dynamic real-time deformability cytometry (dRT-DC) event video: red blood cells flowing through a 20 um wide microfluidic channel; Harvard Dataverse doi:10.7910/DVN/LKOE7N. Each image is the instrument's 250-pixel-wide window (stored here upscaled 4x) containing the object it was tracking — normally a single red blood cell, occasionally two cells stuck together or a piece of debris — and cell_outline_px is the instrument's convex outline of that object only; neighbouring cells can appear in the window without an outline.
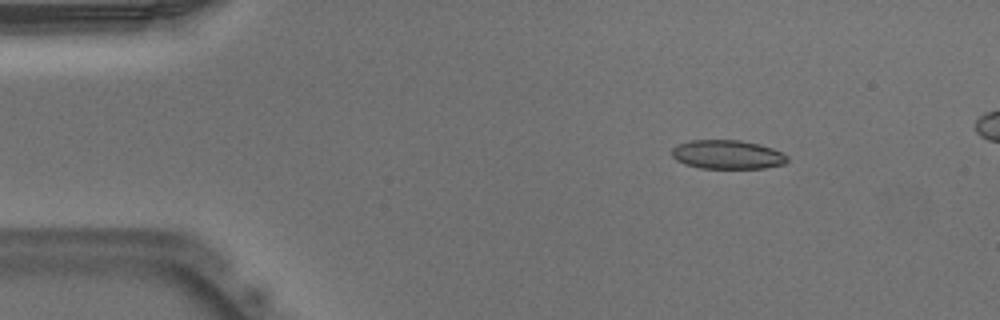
{"species": "Egyptian fruit bat (a non-hibernating species)", "species_latin": "Rousettus aegyptiacus", "temperature_condition": "warm", "stored_images_in_passage": 49, "camera_frame_rate_fps": 3000, "um_per_image_px": 0.085, "animal": {"sex": "male"}, "frame": {"image": 1, "passage_image": 7, "time_ms": 2.0, "image_size_px": [1000, 320], "cell_outline_px": [[788, 160], [784, 164], [764, 168], [700, 168], [684, 164], [676, 160], [672, 156], [672, 148], [676, 144], [688, 140], [740, 140], [760, 144], [772, 148], [788, 156]], "centroid_in_image_um": [61.8, 13.13], "position_along_channel_um": 23.2, "area_um2": 19.59}}
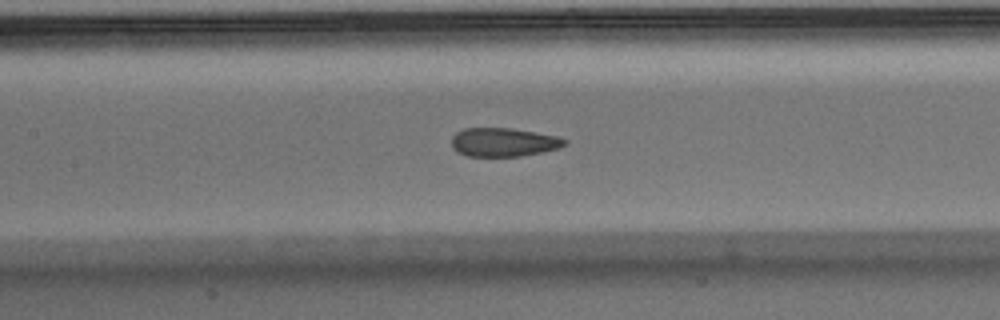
{"frame": {"image": 2, "passage_image": 23, "time_ms": 7.333, "image_size_px": [1000, 320], "cell_outline_px": [[568, 144], [560, 148], [520, 156], [468, 156], [452, 148], [452, 136], [456, 132], [464, 128], [512, 128], [556, 136], [568, 140]], "centroid_in_image_um": [42.81, 12.08], "position_along_channel_um": 164.6, "area_um2": 18.84}}
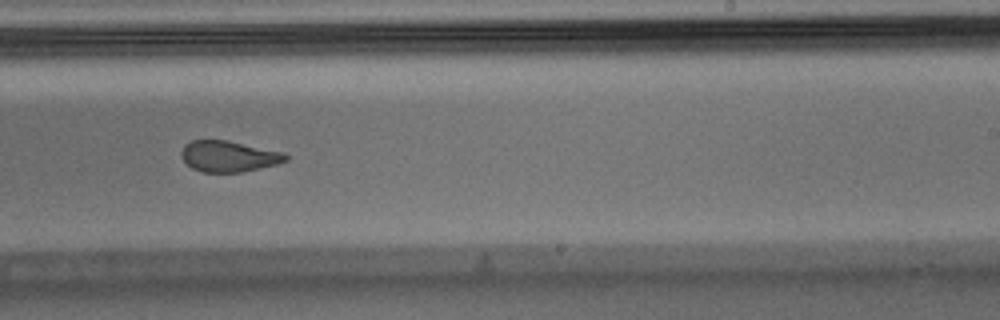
{"frame": {"image": 3, "passage_image": 31, "time_ms": 10.0, "image_size_px": [1000, 320], "cell_outline_px": [[288, 160], [276, 164], [260, 168], [240, 172], [204, 172], [192, 168], [180, 156], [180, 152], [184, 144], [192, 140], [228, 140], [284, 152], [288, 156]], "centroid_in_image_um": [19.43, 13.27], "position_along_channel_um": 269.6, "area_um2": 18.9}}